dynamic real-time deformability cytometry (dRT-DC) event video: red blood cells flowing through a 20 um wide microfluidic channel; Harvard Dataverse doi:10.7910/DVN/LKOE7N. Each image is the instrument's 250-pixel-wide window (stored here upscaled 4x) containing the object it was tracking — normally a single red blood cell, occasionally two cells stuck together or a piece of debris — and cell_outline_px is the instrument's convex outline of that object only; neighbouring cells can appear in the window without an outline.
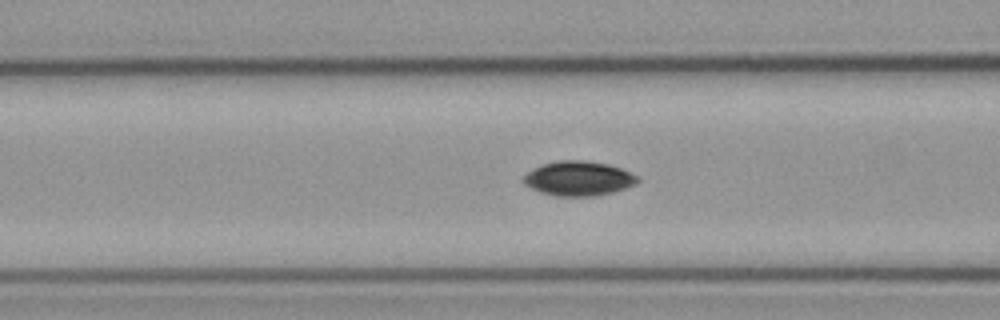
{"species": "common noctule bat (a hibernating species)", "species_latin": "Nyctalus noctula", "temperature_condition": "cold", "stored_images_in_passage": 34, "camera_frame_rate_fps": 3000, "um_per_image_px": 0.085, "animal": {"sex": "male", "body_mass_g": 23.1, "forearm_length_mm": 52.7}, "frame": {"image": 1, "passage_image": 12, "time_ms": 3.667, "image_size_px": [1000, 320], "cell_outline_px": [[640, 180], [624, 188], [612, 192], [596, 196], [556, 196], [540, 192], [524, 184], [520, 180], [528, 172], [544, 164], [556, 160], [584, 160], [608, 164], [620, 168], [636, 176]], "centroid_in_image_um": [49.13, 15.17], "position_along_channel_um": 117.5, "area_um2": 22.72}}
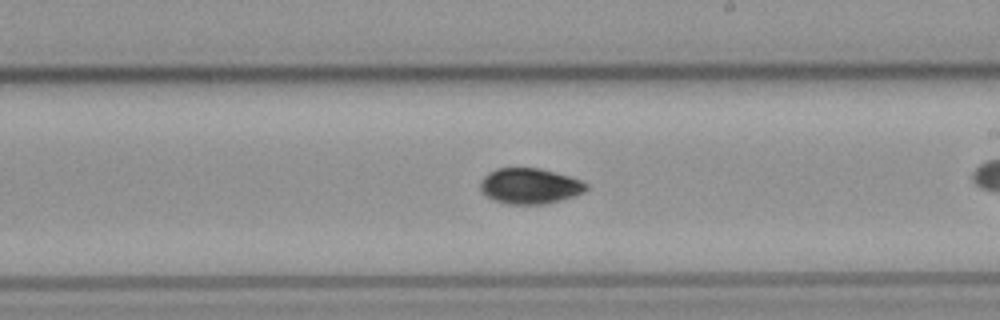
{"frame": {"image": 2, "passage_image": 22, "time_ms": 7.0, "image_size_px": [1000, 320], "cell_outline_px": [[588, 188], [572, 196], [560, 200], [544, 204], [508, 204], [492, 200], [480, 188], [480, 180], [488, 172], [496, 168], [540, 168], [568, 176], [580, 180], [588, 184]], "centroid_in_image_um": [44.99, 15.8], "position_along_channel_um": 244.0, "area_um2": 21.79}}
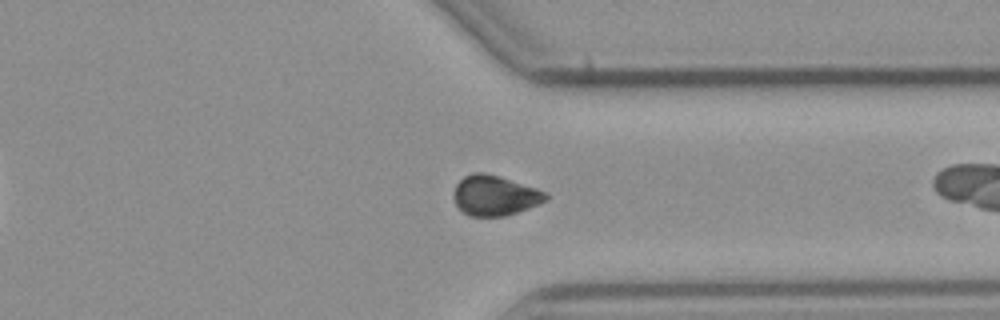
{"frame": {"image": 3, "passage_image": 32, "time_ms": 10.333, "image_size_px": [1000, 320], "cell_outline_px": [[548, 196], [544, 200], [528, 208], [504, 216], [468, 216], [456, 204], [452, 196], [452, 192], [456, 184], [464, 176], [472, 172], [484, 172], [500, 176], [536, 188], [544, 192]], "centroid_in_image_um": [41.99, 16.6], "position_along_channel_um": 369.4, "area_um2": 21.39}}